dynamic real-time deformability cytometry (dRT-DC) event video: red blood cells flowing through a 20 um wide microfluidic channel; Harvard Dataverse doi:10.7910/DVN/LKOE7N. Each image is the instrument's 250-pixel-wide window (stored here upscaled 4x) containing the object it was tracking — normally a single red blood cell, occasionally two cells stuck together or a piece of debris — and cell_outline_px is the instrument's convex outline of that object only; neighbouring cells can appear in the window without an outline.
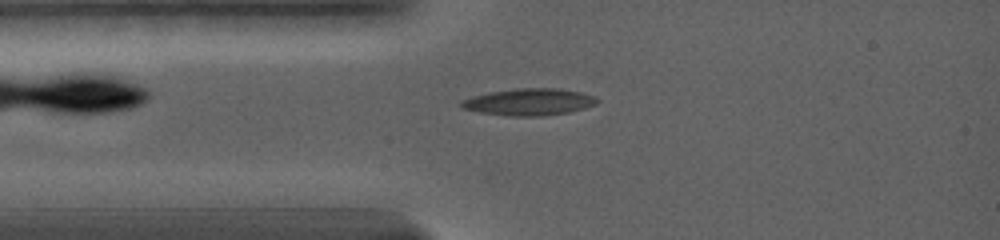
{"species": "common noctule bat (a hibernating species)", "species_latin": "Nyctalus noctula", "temperature_condition": "warm", "stored_images_in_passage": 28, "camera_frame_rate_fps": 5000, "um_per_image_px": 0.085, "animal": {"sex": "female", "body_mass_g": 19.0, "forearm_length_mm": 56.7}, "frame": {"image": 1, "passage_image": 6, "time_ms": 2.6, "image_size_px": [1000, 240], "cell_outline_px": [[600, 100], [596, 104], [584, 108], [568, 112], [544, 116], [508, 116], [480, 112], [460, 108], [456, 104], [460, 100], [472, 96], [492, 92], [516, 88], [556, 88], [580, 92], [596, 96]], "centroid_in_image_um": [44.94, 8.67], "position_along_channel_um": 40.1, "area_um2": 21.44}}
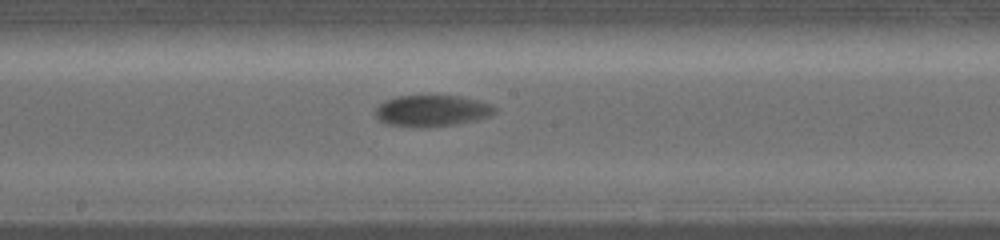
{"frame": {"image": 2, "passage_image": 16, "time_ms": 7.6, "image_size_px": [1000, 240], "cell_outline_px": [[496, 112], [488, 116], [456, 124], [388, 124], [380, 120], [376, 116], [376, 108], [384, 100], [396, 96], [460, 96], [476, 100], [488, 104], [496, 108]], "centroid_in_image_um": [36.71, 9.36], "position_along_channel_um": 211.5, "area_um2": 20.52}}
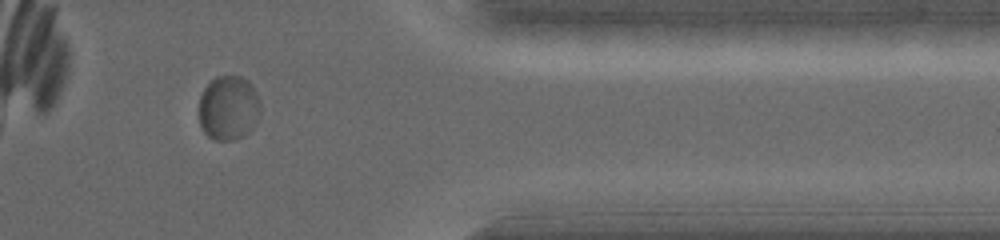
{"frame": {"image": 3, "passage_image": 23, "time_ms": 13.2, "image_size_px": [1000, 240], "cell_outline_px": [[260, 116], [256, 124], [244, 136], [236, 140], [216, 140], [208, 136], [204, 132], [200, 124], [200, 96], [204, 88], [216, 76], [240, 76], [248, 80], [256, 92], [260, 104]], "centroid_in_image_um": [19.45, 9.18], "position_along_channel_um": 392.0, "area_um2": 23.24}, "authors_computed_cell_mechanics": {"area_um2": 21.6461, "velocity_mm_per_s": 3.4903, "shape_relaxation_time_tau1_ms": 5.1693, "shape_relaxation_time_tau2_ms": null, "deformation_change_tau1": 0.1237, "deformation_change_tau2": null}}